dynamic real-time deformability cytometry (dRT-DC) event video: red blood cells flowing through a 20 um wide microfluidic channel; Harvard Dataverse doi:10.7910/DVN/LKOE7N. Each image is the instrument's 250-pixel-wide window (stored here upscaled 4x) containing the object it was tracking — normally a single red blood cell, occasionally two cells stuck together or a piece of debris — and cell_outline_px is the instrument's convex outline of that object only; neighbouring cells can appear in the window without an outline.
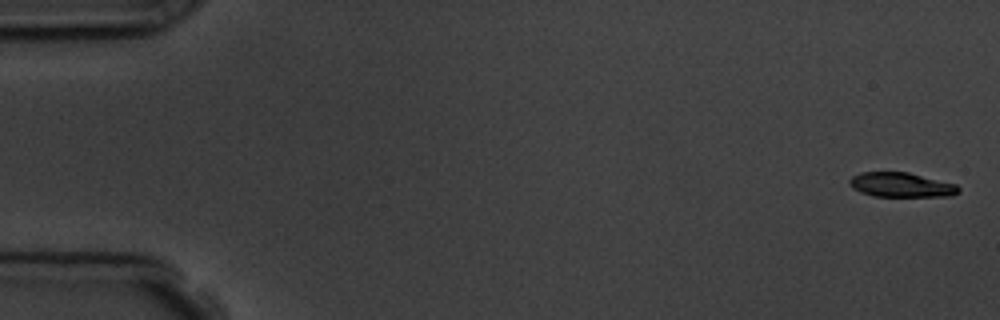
{"species": "common noctule bat (a hibernating species)", "species_latin": "Nyctalus noctula", "temperature_condition": "room temperature", "stored_images_in_passage": 4, "camera_frame_rate_fps": 3000, "um_per_image_px": 0.085, "animal": {"sex": "male", "body_mass_g": 19.5, "forearm_length_mm": 54.6}, "frame": {"image": 1, "passage_image": 1, "time_ms": 0.0, "image_size_px": [1000, 320], "cell_outline_px": [[960, 192], [952, 196], [876, 196], [860, 192], [852, 188], [848, 184], [848, 180], [852, 176], [860, 172], [908, 172], [956, 184], [960, 188]], "centroid_in_image_um": [76.59, 15.71], "position_along_channel_um": 8.4, "area_um2": 15.66}}